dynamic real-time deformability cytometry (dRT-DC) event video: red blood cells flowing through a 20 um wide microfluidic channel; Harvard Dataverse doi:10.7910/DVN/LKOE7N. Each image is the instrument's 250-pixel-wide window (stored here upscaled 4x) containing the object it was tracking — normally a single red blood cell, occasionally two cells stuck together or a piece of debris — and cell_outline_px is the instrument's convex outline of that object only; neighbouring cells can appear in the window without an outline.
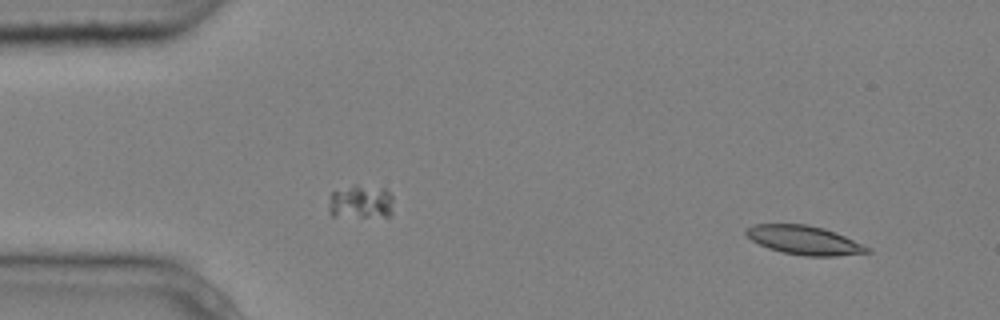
{"species": "common noctule bat (a hibernating species)", "species_latin": "Nyctalus noctula", "temperature_condition": "cold", "stored_images_in_passage": 5, "camera_frame_rate_fps": 3000, "um_per_image_px": 0.085, "animal": {"sex": "male", "body_mass_g": 20.4}, "frame": {"image": 1, "passage_image": 1, "time_ms": 0.0, "image_size_px": [1000, 320], "cell_outline_px": [[872, 252], [836, 256], [804, 256], [784, 252], [768, 248], [752, 240], [744, 232], [752, 224], [808, 224], [824, 228], [844, 236], [872, 248]], "centroid_in_image_um": [68.39, 20.41], "position_along_channel_um": 16.6, "area_um2": 20.29}}
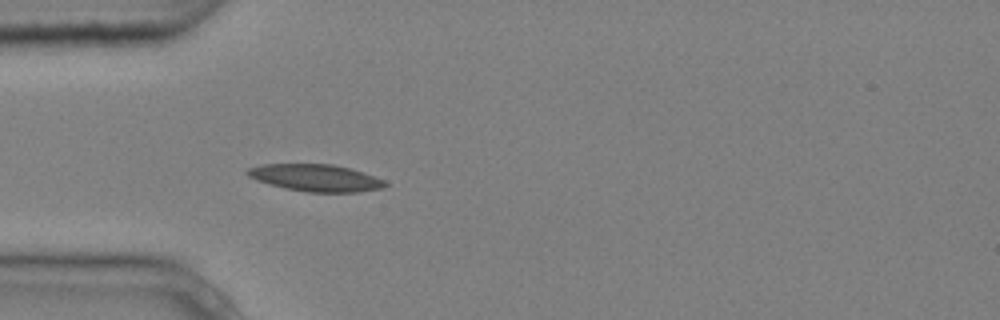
{"frame": {"image": 2, "passage_image": 4, "time_ms": 1.0, "image_size_px": [1000, 320], "cell_outline_px": [[388, 184], [384, 188], [360, 192], [308, 192], [284, 188], [268, 184], [256, 180], [248, 176], [244, 172], [248, 168], [264, 164], [332, 164], [348, 168], [384, 180]], "centroid_in_image_um": [26.8, 15.12], "position_along_channel_um": 58.2, "area_um2": 21.62}}